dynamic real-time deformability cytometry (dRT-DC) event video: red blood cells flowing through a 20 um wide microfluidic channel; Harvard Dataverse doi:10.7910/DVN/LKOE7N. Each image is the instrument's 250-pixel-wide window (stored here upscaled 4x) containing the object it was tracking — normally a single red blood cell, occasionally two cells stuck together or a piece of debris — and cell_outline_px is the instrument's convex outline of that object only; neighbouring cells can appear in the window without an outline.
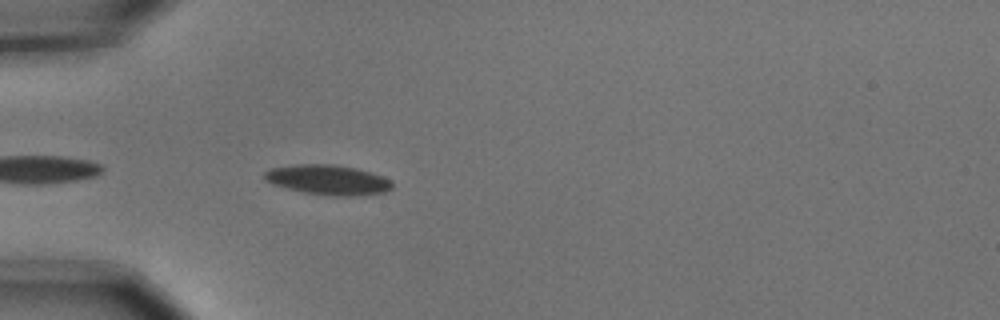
{"species": "common noctule bat (a hibernating species)", "species_latin": "Nyctalus noctula", "temperature_condition": "cold", "stored_images_in_passage": 2, "camera_frame_rate_fps": 3000, "um_per_image_px": 0.085, "animal": {"sex": "male", "body_mass_g": 15.6}, "frame": {"image": 1, "passage_image": 2, "time_ms": 0.333, "image_size_px": [1000, 320], "cell_outline_px": [[392, 188], [384, 192], [356, 196], [332, 196], [304, 192], [272, 184], [264, 180], [264, 172], [272, 168], [296, 164], [332, 164], [356, 168], [384, 176], [392, 180]], "centroid_in_image_um": [27.89, 15.28], "position_along_channel_um": 57.1, "area_um2": 22.31}}